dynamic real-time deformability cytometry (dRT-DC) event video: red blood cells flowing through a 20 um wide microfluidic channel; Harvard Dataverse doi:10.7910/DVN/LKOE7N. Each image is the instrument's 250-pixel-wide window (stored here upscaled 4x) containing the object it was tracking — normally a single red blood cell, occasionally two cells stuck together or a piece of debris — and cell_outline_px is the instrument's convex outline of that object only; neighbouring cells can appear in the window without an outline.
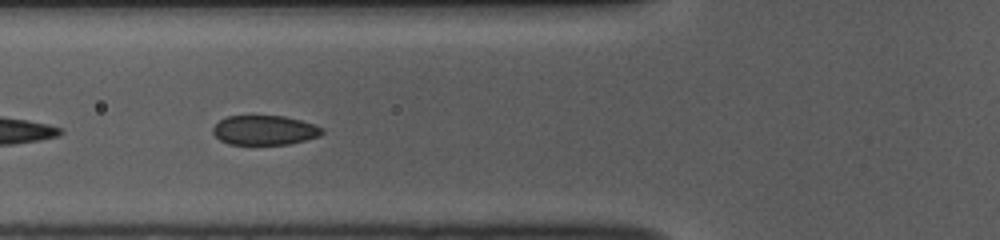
{"species": "common noctule bat (a hibernating species)", "species_latin": "Nyctalus noctula", "temperature_condition": "room temperature", "stored_images_in_passage": 39, "segment_of_instrument_passage": [2, 2], "camera_frame_rate_fps": 3000, "um_per_image_px": 0.085, "animal": {"sex": "female", "body_mass_g": 10.0, "forearm_length_mm": 53.1}, "frame": {"image": 1, "passage_image": 19, "time_ms": 6.0, "image_size_px": [1000, 240], "cell_outline_px": [[324, 132], [320, 136], [288, 144], [228, 144], [220, 140], [212, 132], [212, 128], [220, 120], [228, 116], [284, 116], [316, 124], [324, 128]], "centroid_in_image_um": [22.51, 11.06], "position_along_channel_um": 103.3, "area_um2": 18.79}}